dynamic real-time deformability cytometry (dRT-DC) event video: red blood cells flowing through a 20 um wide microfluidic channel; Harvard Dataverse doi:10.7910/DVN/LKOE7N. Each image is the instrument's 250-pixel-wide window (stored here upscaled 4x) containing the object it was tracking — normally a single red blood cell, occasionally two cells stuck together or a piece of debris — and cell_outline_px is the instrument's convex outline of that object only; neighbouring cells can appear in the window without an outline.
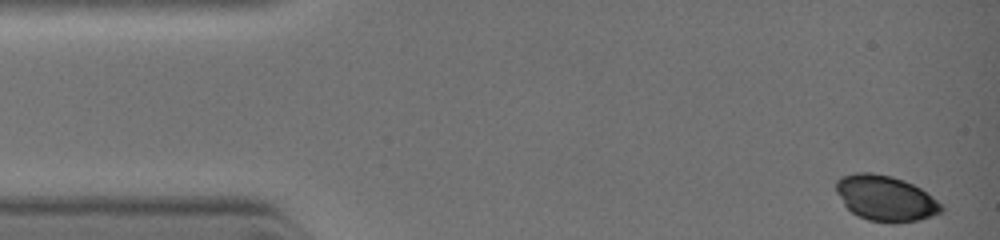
{"species": "common noctule bat (a hibernating species)", "species_latin": "Nyctalus noctula", "temperature_condition": "warm", "stored_images_in_passage": 38, "camera_frame_rate_fps": 3000, "um_per_image_px": 0.085, "animal": {"sex": "female", "body_mass_g": 19.0, "forearm_length_mm": 51.5}, "frame": {"image": 1, "passage_image": 1, "time_ms": 0.0, "image_size_px": [1000, 240], "cell_outline_px": [[944, 208], [940, 212], [920, 220], [868, 220], [852, 212], [844, 204], [836, 192], [836, 180], [840, 176], [856, 172], [872, 172], [892, 176], [904, 180], [920, 188], [932, 196]], "centroid_in_image_um": [75.23, 16.79], "position_along_channel_um": 9.8, "area_um2": 27.22}}
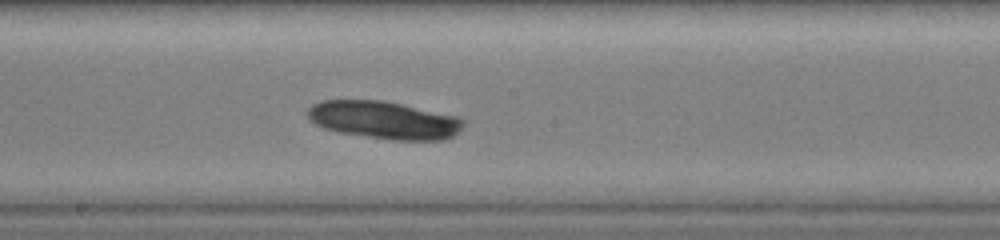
{"frame": {"image": 2, "passage_image": 22, "time_ms": 5.667, "image_size_px": [1000, 240], "cell_outline_px": [[464, 124], [452, 136], [444, 140], [392, 140], [340, 132], [324, 128], [308, 120], [308, 108], [312, 104], [320, 100], [384, 100], [460, 116], [464, 120]], "centroid_in_image_um": [32.65, 10.19], "position_along_channel_um": 215.6, "area_um2": 34.39}}
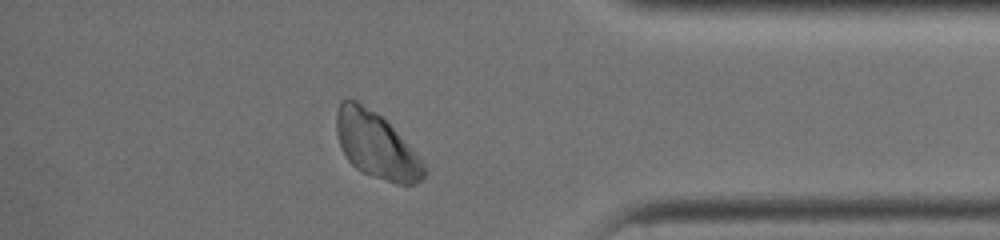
{"frame": {"image": 3, "passage_image": 35, "time_ms": 9.333, "image_size_px": [1000, 240], "cell_outline_px": [[428, 172], [416, 184], [396, 184], [372, 176], [356, 168], [348, 160], [340, 144], [336, 132], [336, 116], [340, 104], [344, 100], [356, 100], [376, 112], [396, 132], [428, 168]], "centroid_in_image_um": [31.98, 12.38], "position_along_channel_um": 403.2, "area_um2": 32.95}}